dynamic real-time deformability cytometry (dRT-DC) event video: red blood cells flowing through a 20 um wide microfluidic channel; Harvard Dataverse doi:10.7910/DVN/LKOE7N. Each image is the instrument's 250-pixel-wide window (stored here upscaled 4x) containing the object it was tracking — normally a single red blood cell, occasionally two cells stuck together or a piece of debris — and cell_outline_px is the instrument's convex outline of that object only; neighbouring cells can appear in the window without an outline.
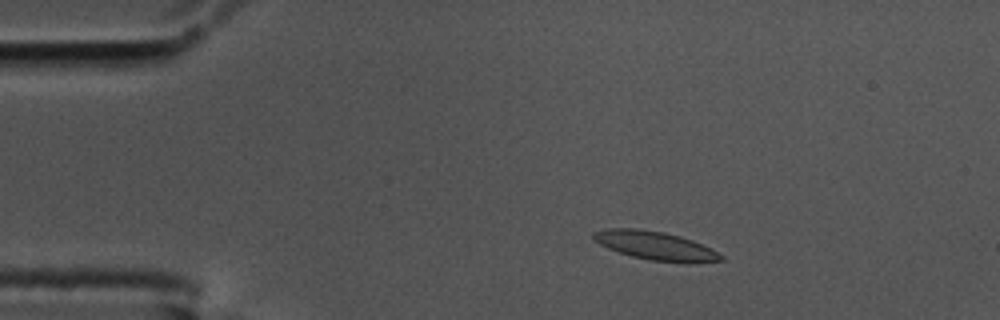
{"species": "common noctule bat (a hibernating species)", "species_latin": "Nyctalus noctula", "temperature_condition": "cold", "stored_images_in_passage": 49, "camera_frame_rate_fps": 3000, "um_per_image_px": 0.085, "animal": {"sex": "male", "body_mass_g": 17.5, "forearm_length_mm": 52.3}, "frame": {"image": 1, "passage_image": 1, "time_ms": 0.0, "image_size_px": [1000, 320], "cell_outline_px": [[724, 260], [648, 260], [632, 256], [608, 248], [592, 240], [592, 232], [604, 228], [636, 228], [664, 232], [680, 236], [692, 240], [712, 248], [724, 256]], "centroid_in_image_um": [55.59, 20.82], "position_along_channel_um": 29.4, "area_um2": 20.52}}
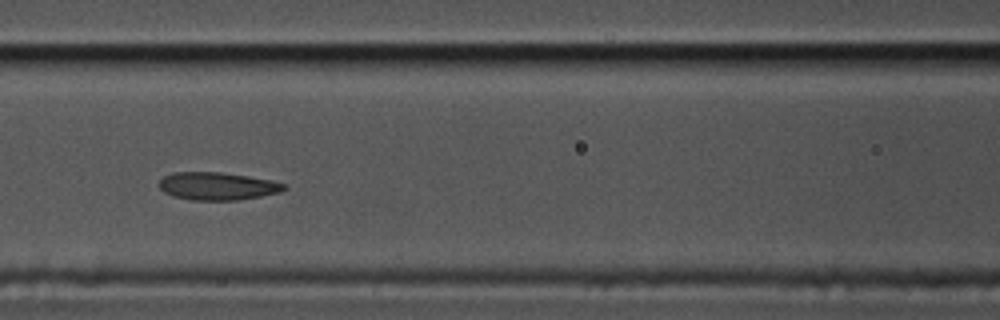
{"frame": {"image": 2, "passage_image": 16, "time_ms": 5.0, "image_size_px": [1000, 320], "cell_outline_px": [[288, 188], [280, 192], [240, 200], [192, 200], [172, 196], [164, 192], [160, 188], [160, 180], [164, 176], [172, 172], [220, 172], [248, 176], [272, 180], [284, 184]], "centroid_in_image_um": [18.48, 15.82], "position_along_channel_um": 148.1, "area_um2": 20.23}}
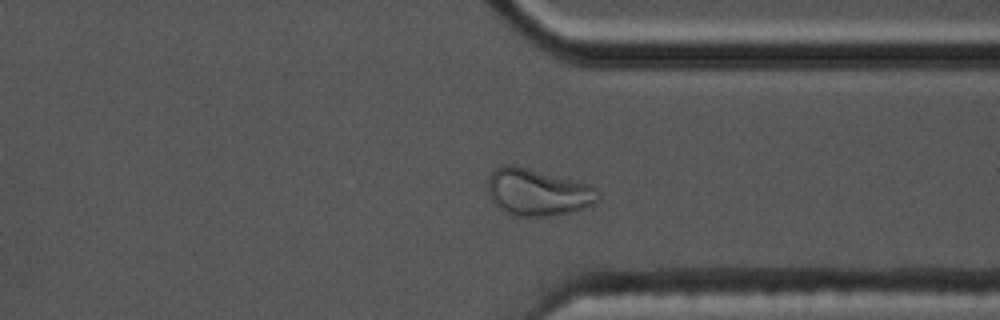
{"frame": {"image": 3, "passage_image": 35, "time_ms": 11.333, "image_size_px": [1000, 320], "cell_outline_px": [[600, 200], [596, 204], [572, 212], [552, 216], [512, 216], [504, 212], [488, 196], [488, 176], [496, 168], [504, 164], [512, 164], [592, 184], [600, 192]], "centroid_in_image_um": [45.74, 16.34], "position_along_channel_um": 365.7, "area_um2": 30.75}, "authors_computed_cell_mechanics": {"area_um2": 21.1548, "velocity_mm_per_s": 3.4456, "shape_relaxation_time_tau1_ms": null, "shape_relaxation_time_tau2_ms": 1.9516, "deformation_change_tau1": null, "deformation_change_tau2": 0.0644}}